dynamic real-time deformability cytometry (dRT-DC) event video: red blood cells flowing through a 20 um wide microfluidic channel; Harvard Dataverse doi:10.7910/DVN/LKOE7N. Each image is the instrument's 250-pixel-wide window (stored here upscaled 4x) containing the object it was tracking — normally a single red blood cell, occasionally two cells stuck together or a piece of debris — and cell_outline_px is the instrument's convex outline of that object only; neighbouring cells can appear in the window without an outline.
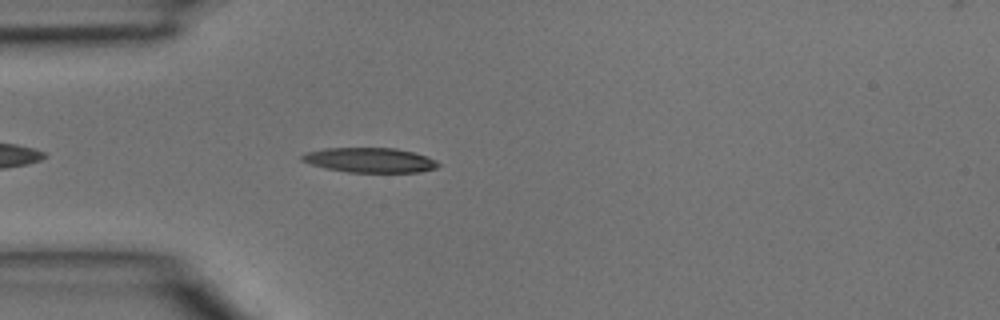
{"species": "common noctule bat (a hibernating species)", "species_latin": "Nyctalus noctula", "temperature_condition": "room temperature", "stored_images_in_passage": 3, "camera_frame_rate_fps": 3000, "um_per_image_px": 0.085, "animal": {"sex": "male", "body_mass_g": 15.6}, "frame": {"image": 1, "passage_image": 3, "time_ms": 0.667, "image_size_px": [1000, 320], "cell_outline_px": [[440, 164], [436, 168], [420, 172], [348, 172], [328, 168], [312, 164], [300, 160], [300, 156], [308, 152], [324, 148], [396, 148], [428, 156], [436, 160]], "centroid_in_image_um": [31.47, 13.6], "position_along_channel_um": 53.5, "area_um2": 19.54}}